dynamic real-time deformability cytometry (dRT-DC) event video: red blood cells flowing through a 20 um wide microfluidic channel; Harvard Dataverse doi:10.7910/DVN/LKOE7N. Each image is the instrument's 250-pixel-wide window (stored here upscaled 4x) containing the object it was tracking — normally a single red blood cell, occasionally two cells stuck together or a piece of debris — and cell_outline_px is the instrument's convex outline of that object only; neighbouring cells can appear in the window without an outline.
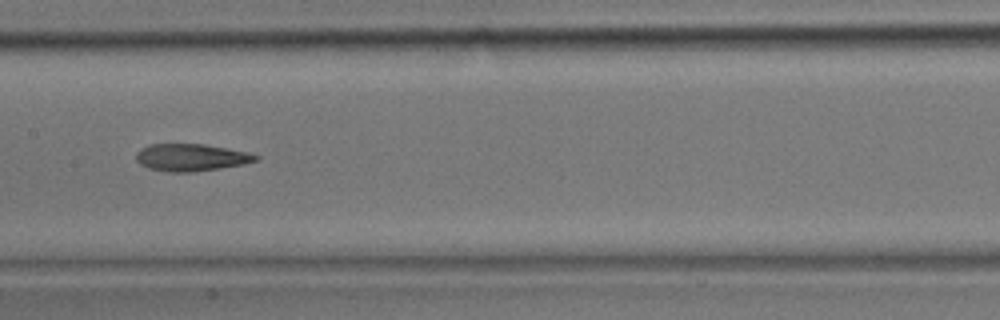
{"species": "common noctule bat (a hibernating species)", "species_latin": "Nyctalus noctula", "temperature_condition": "room temperature", "stored_images_in_passage": 23, "camera_frame_rate_fps": 3000, "um_per_image_px": 0.085, "animal": {"sex": "male", "body_mass_g": 17.9}, "frame": {"image": 1, "passage_image": 7, "time_ms": 2.0, "image_size_px": [1000, 320], "cell_outline_px": [[260, 160], [244, 164], [220, 168], [192, 172], [168, 172], [148, 168], [140, 164], [136, 160], [136, 152], [140, 148], [148, 144], [204, 144], [248, 152], [260, 156]], "centroid_in_image_um": [16.24, 13.38], "position_along_channel_um": 191.2, "area_um2": 19.13}}